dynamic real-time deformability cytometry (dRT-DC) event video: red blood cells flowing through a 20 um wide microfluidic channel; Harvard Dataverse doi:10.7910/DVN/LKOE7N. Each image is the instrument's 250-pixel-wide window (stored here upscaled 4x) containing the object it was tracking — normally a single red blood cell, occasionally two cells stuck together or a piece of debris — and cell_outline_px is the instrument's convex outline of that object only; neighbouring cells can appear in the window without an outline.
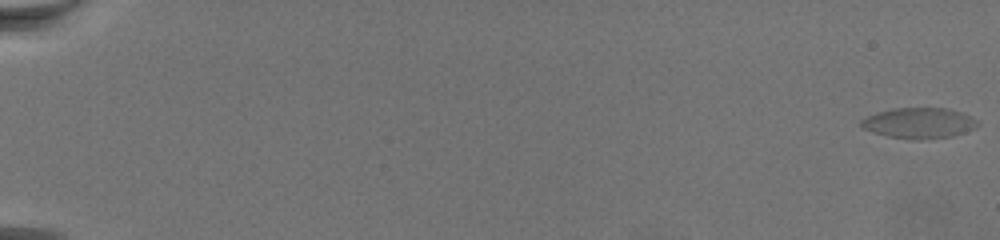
{"species": "common noctule bat (a hibernating species)", "species_latin": "Nyctalus noctula", "temperature_condition": "warm", "stored_images_in_passage": 77, "camera_frame_rate_fps": 3000, "um_per_image_px": 0.085, "animal": {"sex": "female", "body_mass_g": 19.5, "forearm_length_mm": 54.1}, "frame": {"image": 1, "passage_image": 1, "time_ms": 0.0, "image_size_px": [1000, 240], "cell_outline_px": [[976, 124], [972, 128], [952, 136], [920, 140], [888, 136], [864, 128], [860, 124], [860, 120], [868, 116], [880, 112], [896, 108], [944, 108], [968, 116], [976, 120]], "centroid_in_image_um": [78.06, 10.46], "position_along_channel_um": 6.9, "area_um2": 19.94}}
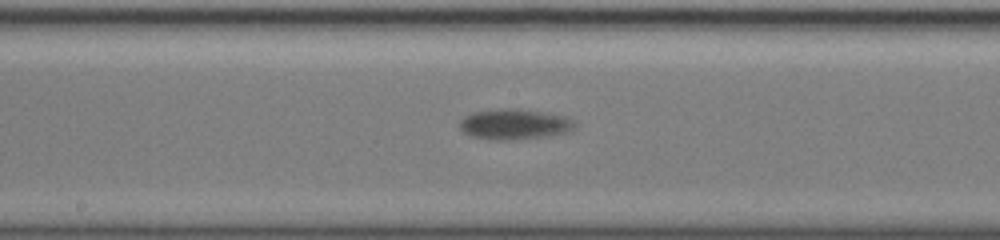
{"frame": {"image": 2, "passage_image": 45, "time_ms": 14.667, "image_size_px": [1000, 240], "cell_outline_px": [[572, 132], [548, 136], [512, 140], [488, 140], [468, 136], [460, 128], [460, 120], [464, 116], [472, 112], [516, 108], [564, 116], [572, 124]], "centroid_in_image_um": [43.65, 10.59], "position_along_channel_um": 204.6, "area_um2": 20.23}}
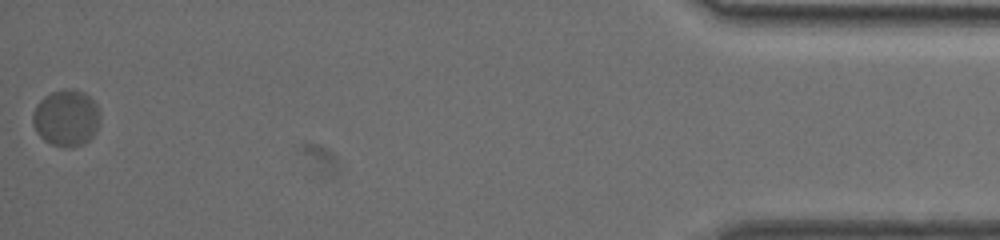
{"frame": {"image": 3, "passage_image": 77, "time_ms": 25.333, "image_size_px": [1000, 240], "cell_outline_px": [[100, 116], [96, 132], [84, 144], [72, 148], [64, 148], [52, 144], [44, 140], [36, 132], [32, 124], [32, 112], [36, 104], [44, 96], [52, 92], [64, 88], [68, 88], [84, 92], [96, 104]], "centroid_in_image_um": [5.6, 10.04], "position_along_channel_um": 429.6, "area_um2": 22.43}}